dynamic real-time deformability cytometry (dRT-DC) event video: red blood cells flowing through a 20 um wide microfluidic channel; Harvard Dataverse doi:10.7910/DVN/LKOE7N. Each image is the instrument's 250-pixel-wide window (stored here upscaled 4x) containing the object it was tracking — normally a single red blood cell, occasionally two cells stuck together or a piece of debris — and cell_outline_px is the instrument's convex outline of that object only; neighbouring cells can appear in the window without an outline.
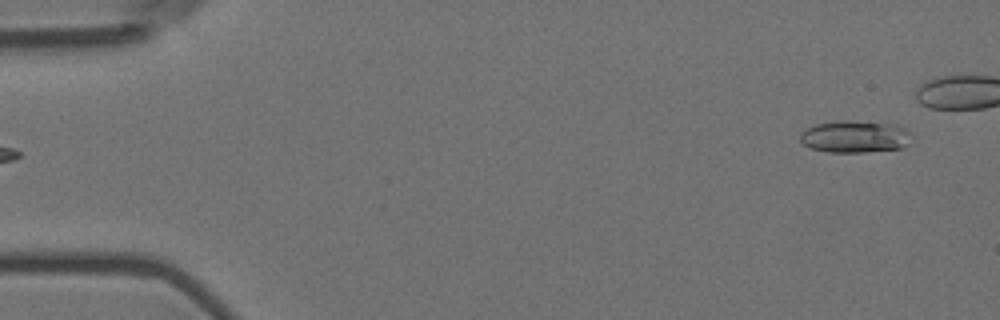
{"species": "Egyptian fruit bat (a non-hibernating species)", "species_latin": "Rousettus aegyptiacus", "temperature_condition": "room temperature", "stored_images_in_passage": 5, "camera_frame_rate_fps": 3000, "um_per_image_px": 0.085, "animal": {"sex": "female"}, "frame": {"image": 1, "passage_image": 5, "time_ms": 1.333, "image_size_px": [1000, 320], "cell_outline_px": [[912, 132], [904, 144], [900, 148], [864, 152], [828, 152], [812, 148], [804, 144], [800, 140], [800, 132], [816, 124], [840, 120], [844, 120], [896, 124]], "centroid_in_image_um": [72.63, 11.6], "position_along_channel_um": 12.4, "area_um2": 20.58}}